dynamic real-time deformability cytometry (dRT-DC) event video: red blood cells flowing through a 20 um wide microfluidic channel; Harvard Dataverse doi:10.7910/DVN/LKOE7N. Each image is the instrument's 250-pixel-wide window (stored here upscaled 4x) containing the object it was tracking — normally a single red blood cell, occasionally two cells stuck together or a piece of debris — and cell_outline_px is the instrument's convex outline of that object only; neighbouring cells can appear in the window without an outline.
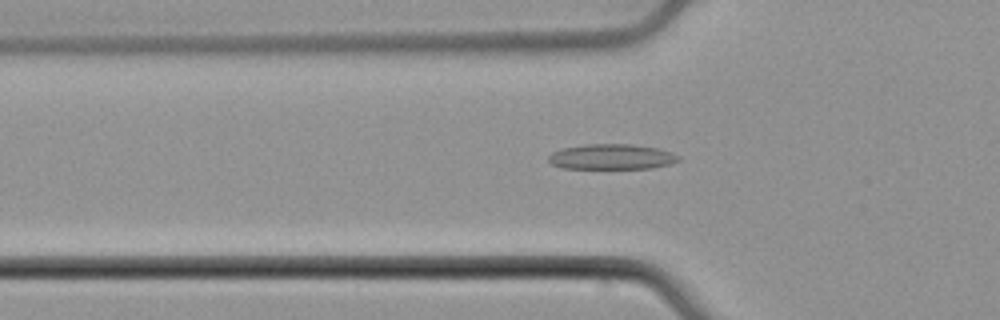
{"species": "common noctule bat (a hibernating species)", "species_latin": "Nyctalus noctula", "temperature_condition": "cold", "stored_images_in_passage": 39, "camera_frame_rate_fps": 3000, "um_per_image_px": 0.085, "animal": {"sex": "male", "body_mass_g": 21.5, "forearm_length_mm": 52.0}, "frame": {"image": 1, "passage_image": 17, "time_ms": 5.333, "image_size_px": [1000, 320], "cell_outline_px": [[680, 160], [668, 164], [652, 168], [560, 168], [552, 164], [548, 160], [548, 156], [552, 152], [560, 148], [584, 144], [632, 144], [656, 148], [672, 152], [680, 156]], "centroid_in_image_um": [51.96, 13.32], "position_along_channel_um": 73.8, "area_um2": 19.25}}
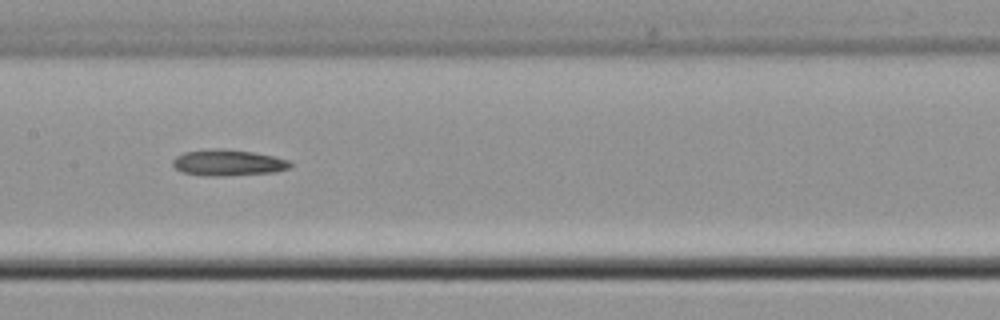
{"frame": {"image": 2, "passage_image": 26, "time_ms": 8.333, "image_size_px": [1000, 320], "cell_outline_px": [[292, 164], [288, 168], [276, 172], [224, 176], [204, 176], [184, 172], [176, 168], [172, 164], [172, 160], [176, 156], [184, 152], [252, 152], [272, 156], [288, 160]], "centroid_in_image_um": [19.41, 13.9], "position_along_channel_um": 188.0, "area_um2": 16.76}}
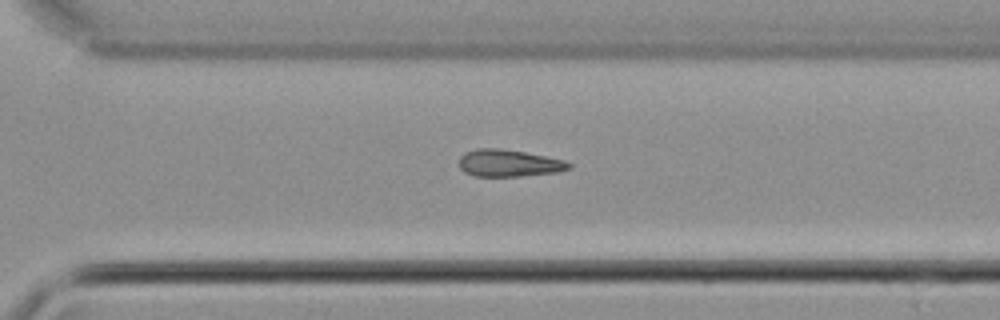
{"frame": {"image": 3, "passage_image": 37, "time_ms": 12.0, "image_size_px": [1000, 320], "cell_outline_px": [[572, 168], [560, 172], [516, 176], [476, 176], [464, 172], [460, 168], [460, 156], [464, 152], [476, 148], [500, 148], [524, 152], [564, 160], [572, 164]], "centroid_in_image_um": [43.25, 13.86], "position_along_channel_um": 327.3, "area_um2": 17.34}}